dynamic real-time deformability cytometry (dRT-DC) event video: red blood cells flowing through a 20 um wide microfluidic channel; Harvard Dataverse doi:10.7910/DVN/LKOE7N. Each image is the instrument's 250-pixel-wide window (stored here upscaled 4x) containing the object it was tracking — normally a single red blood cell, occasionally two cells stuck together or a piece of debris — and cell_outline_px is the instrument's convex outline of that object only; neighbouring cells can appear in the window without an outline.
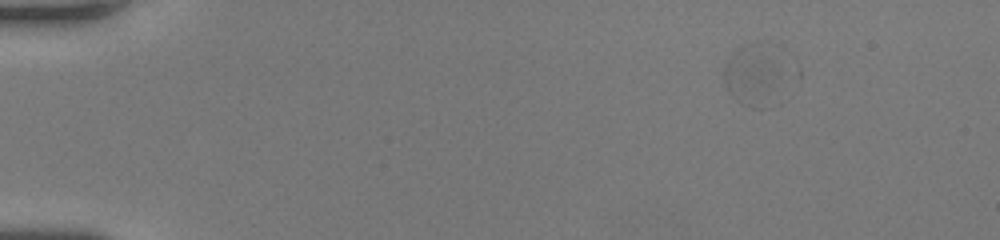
{"species": "human", "species_latin": "Homo sapiens", "temperature_condition": "room temperature", "stored_images_in_passage": 65, "segment_of_instrument_passage": [2, 2], "camera_frame_rate_fps": 3000, "um_per_image_px": 0.085, "donor": {"sex": "female"}, "frame": {"image": 1, "passage_image": 10, "time_ms": 3.0, "image_size_px": [1000, 240], "cell_outline_px": [[772, 72], [760, 108], [752, 108], [744, 104], [728, 88], [724, 80], [724, 64], [736, 48], [760, 40], [764, 44]], "centroid_in_image_um": [63.63, 6.25], "position_along_channel_um": 21.4, "area_um2": 16.65}}
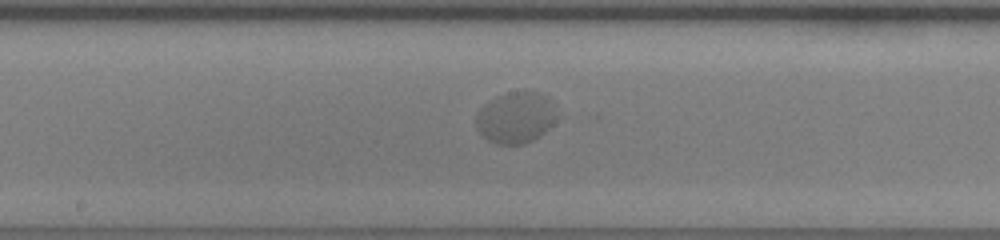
{"frame": {"image": 2, "passage_image": 37, "time_ms": 12.0, "image_size_px": [1000, 240], "cell_outline_px": [[556, 120], [544, 132], [532, 140], [524, 144], [496, 144], [488, 140], [476, 128], [476, 112], [484, 104], [496, 96], [508, 92], [536, 92], [544, 96], [556, 116]], "centroid_in_image_um": [43.76, 10.02], "position_along_channel_um": 204.4, "area_um2": 23.58}}
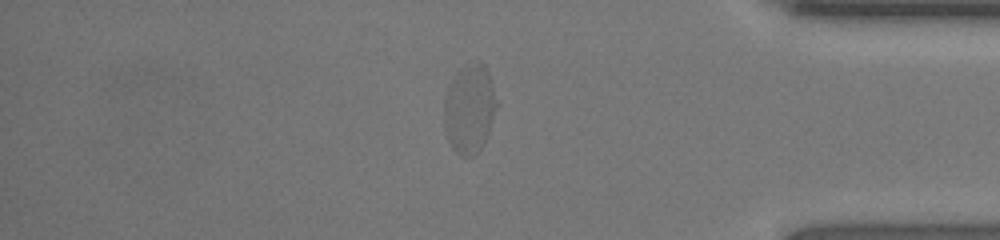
{"frame": {"image": 3, "passage_image": 56, "time_ms": 18.333, "image_size_px": [1000, 240], "cell_outline_px": [[500, 104], [484, 144], [472, 156], [464, 156], [456, 152], [452, 148], [448, 140], [444, 128], [444, 96], [448, 84], [452, 76], [468, 60], [480, 60], [488, 72]], "centroid_in_image_um": [39.92, 9.18], "position_along_channel_um": 395.3, "area_um2": 28.21}}